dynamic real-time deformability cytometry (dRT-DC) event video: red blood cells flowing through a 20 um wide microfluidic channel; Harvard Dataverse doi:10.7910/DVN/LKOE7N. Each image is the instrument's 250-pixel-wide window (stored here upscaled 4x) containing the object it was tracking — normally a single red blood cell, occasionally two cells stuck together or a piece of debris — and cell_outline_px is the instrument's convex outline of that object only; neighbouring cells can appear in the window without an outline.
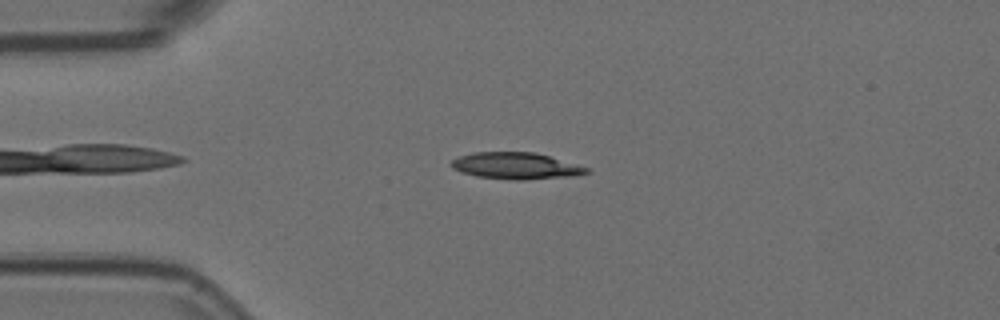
{"species": "Egyptian fruit bat (a non-hibernating species)", "species_latin": "Rousettus aegyptiacus", "temperature_condition": "room temperature", "stored_images_in_passage": 49, "camera_frame_rate_fps": 3000, "um_per_image_px": 0.085, "animal": {"sex": "female"}, "frame": {"image": 1, "passage_image": 7, "time_ms": 2.0, "image_size_px": [1000, 320], "cell_outline_px": [[592, 172], [572, 176], [520, 180], [516, 180], [476, 176], [460, 172], [452, 168], [452, 160], [460, 156], [472, 152], [536, 152], [588, 168]], "centroid_in_image_um": [43.84, 14.09], "position_along_channel_um": 41.2, "area_um2": 20.81}}
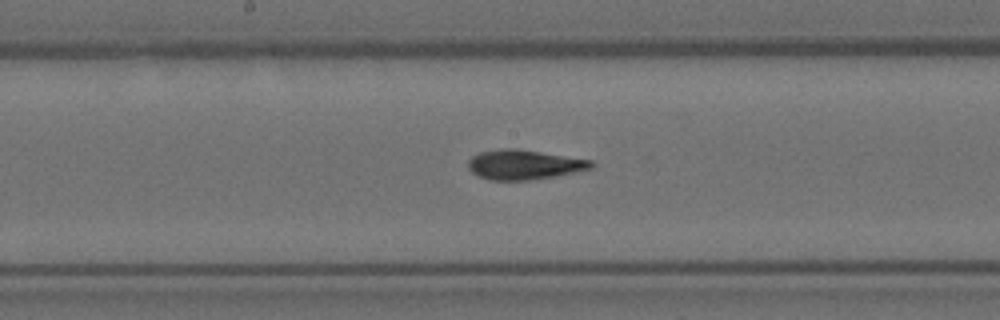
{"frame": {"image": 2, "passage_image": 22, "time_ms": 7.0, "image_size_px": [1000, 320], "cell_outline_px": [[596, 164], [592, 168], [556, 176], [528, 180], [488, 180], [476, 176], [468, 168], [468, 160], [472, 156], [480, 152], [504, 148], [516, 148], [592, 160]], "centroid_in_image_um": [44.53, 14.0], "position_along_channel_um": 203.7, "area_um2": 21.39}}
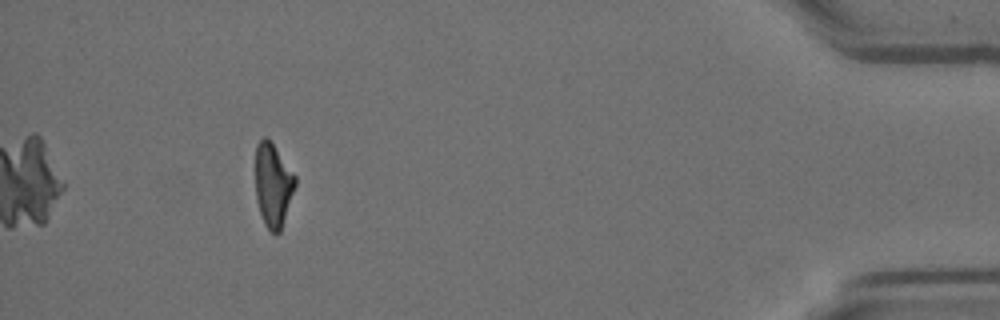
{"frame": {"image": 3, "passage_image": 44, "time_ms": 14.333, "image_size_px": [1000, 320], "cell_outline_px": [[296, 184], [280, 232], [272, 232], [264, 224], [260, 212], [256, 196], [256, 144], [264, 136], [272, 144], [296, 176]], "centroid_in_image_um": [23.2, 15.73], "position_along_channel_um": 412.0, "area_um2": 18.9}, "authors_computed_cell_mechanics": {"area_um2": 21.097, "velocity_mm_per_s": 3.7131, "shape_relaxation_time_tau1_ms": 6.0477, "shape_relaxation_time_tau2_ms": 2.3661, "deformation_change_tau1": 0.2118, "deformation_change_tau2": 0.111}}